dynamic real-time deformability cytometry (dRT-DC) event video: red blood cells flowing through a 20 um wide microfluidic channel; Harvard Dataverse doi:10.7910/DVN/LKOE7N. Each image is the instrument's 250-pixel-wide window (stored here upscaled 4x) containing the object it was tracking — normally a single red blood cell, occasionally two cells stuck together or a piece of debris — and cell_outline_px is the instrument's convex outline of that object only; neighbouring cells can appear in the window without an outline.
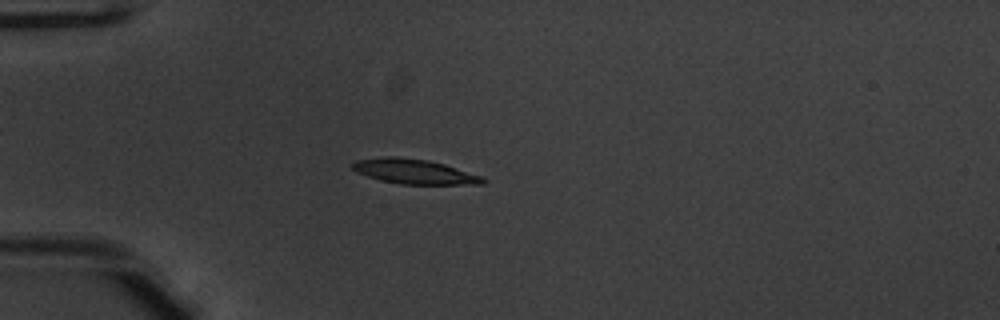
{"species": "common noctule bat (a hibernating species)", "species_latin": "Nyctalus noctula", "temperature_condition": "warm", "stored_images_in_passage": 52, "camera_frame_rate_fps": 3000, "um_per_image_px": 0.085, "animal": {"sex": "male", "body_mass_g": 20.1, "forearm_length_mm": 53.5}, "frame": {"image": 1, "passage_image": 15, "time_ms": 4.667, "image_size_px": [1000, 320], "cell_outline_px": [[488, 180], [484, 184], [400, 184], [380, 180], [356, 172], [352, 168], [352, 164], [356, 160], [384, 156], [396, 156], [428, 160], [444, 164], [484, 176]], "centroid_in_image_um": [35.25, 14.58], "position_along_channel_um": 49.8, "area_um2": 18.96}}
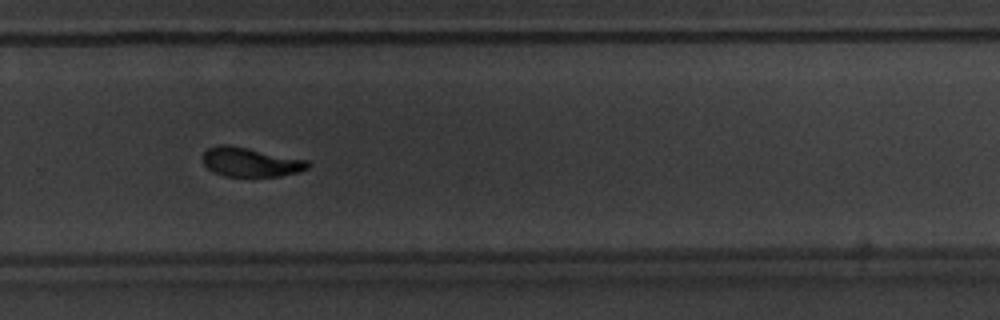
{"frame": {"image": 2, "passage_image": 36, "time_ms": 11.667, "image_size_px": [1000, 320], "cell_outline_px": [[312, 164], [308, 168], [296, 172], [280, 176], [224, 176], [208, 168], [204, 164], [204, 152], [208, 148], [216, 144], [228, 144], [308, 160]], "centroid_in_image_um": [21.3, 13.76], "position_along_channel_um": 308.5, "area_um2": 17.74}}
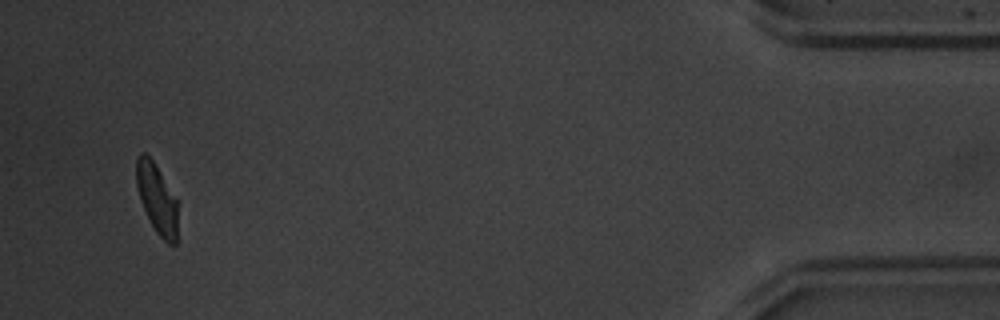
{"frame": {"image": 3, "passage_image": 50, "time_ms": 16.333, "image_size_px": [1000, 320], "cell_outline_px": [[176, 244], [168, 244], [156, 232], [140, 200], [136, 184], [136, 156], [140, 152], [144, 152], [152, 160], [176, 200]], "centroid_in_image_um": [13.29, 16.86], "position_along_channel_um": 421.9, "area_um2": 16.18}, "authors_computed_cell_mechanics": {"area_um2": 18.2648, "velocity_mm_per_s": 3.9536, "shape_relaxation_time_tau1_ms": 2.8694, "shape_relaxation_time_tau2_ms": 2.065, "deformation_change_tau1": 0.1464, "deformation_change_tau2": 0.0815}}